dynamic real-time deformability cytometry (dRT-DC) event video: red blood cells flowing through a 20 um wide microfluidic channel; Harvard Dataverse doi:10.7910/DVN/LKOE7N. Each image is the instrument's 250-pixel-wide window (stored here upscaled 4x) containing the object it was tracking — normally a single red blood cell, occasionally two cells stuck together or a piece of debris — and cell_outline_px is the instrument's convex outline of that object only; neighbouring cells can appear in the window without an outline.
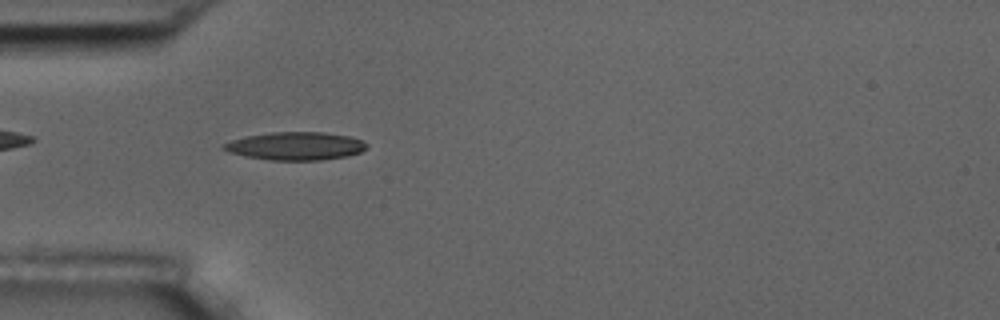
{"species": "common noctule bat (a hibernating species)", "species_latin": "Nyctalus noctula", "temperature_condition": "room temperature", "stored_images_in_passage": 9, "camera_frame_rate_fps": 3000, "um_per_image_px": 0.085, "animal": {"sex": "male", "body_mass_g": 17.5, "forearm_length_mm": 52.3}, "frame": {"image": 1, "passage_image": 3, "time_ms": 2.333, "image_size_px": [1000, 320], "cell_outline_px": [[368, 144], [360, 152], [348, 156], [320, 160], [268, 160], [244, 156], [228, 152], [220, 148], [220, 144], [232, 140], [248, 136], [272, 132], [324, 132], [348, 136], [360, 140]], "centroid_in_image_um": [25.06, 12.42], "position_along_channel_um": 59.9, "area_um2": 23.35}}
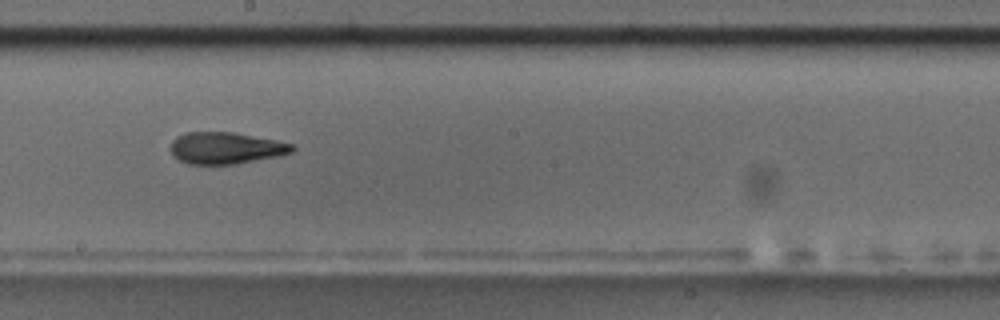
{"frame": {"image": 2, "passage_image": 7, "time_ms": 7.0, "image_size_px": [1000, 320], "cell_outline_px": [[296, 148], [292, 152], [276, 156], [236, 164], [188, 164], [172, 156], [172, 140], [176, 136], [184, 132], [232, 132], [276, 140], [296, 144]], "centroid_in_image_um": [19.2, 12.58], "position_along_channel_um": 229.0, "area_um2": 22.48}}
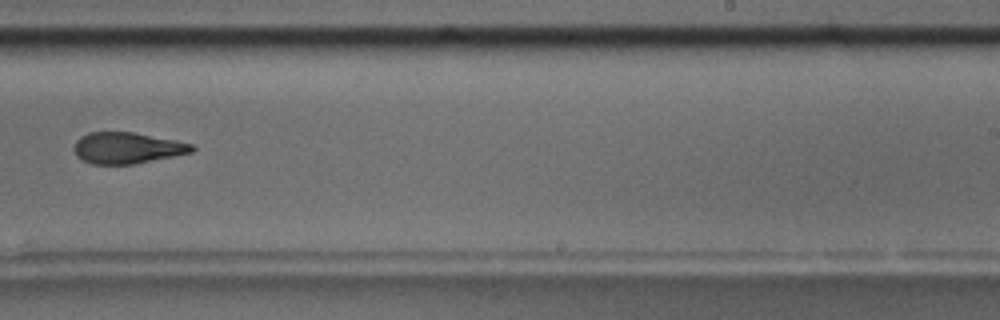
{"frame": {"image": 3, "passage_image": 8, "time_ms": 8.333, "image_size_px": [1000, 320], "cell_outline_px": [[196, 148], [192, 152], [132, 164], [92, 164], [76, 156], [72, 148], [76, 140], [80, 136], [88, 132], [132, 132], [176, 140], [192, 144]], "centroid_in_image_um": [10.76, 12.56], "position_along_channel_um": 278.2, "area_um2": 21.39}}